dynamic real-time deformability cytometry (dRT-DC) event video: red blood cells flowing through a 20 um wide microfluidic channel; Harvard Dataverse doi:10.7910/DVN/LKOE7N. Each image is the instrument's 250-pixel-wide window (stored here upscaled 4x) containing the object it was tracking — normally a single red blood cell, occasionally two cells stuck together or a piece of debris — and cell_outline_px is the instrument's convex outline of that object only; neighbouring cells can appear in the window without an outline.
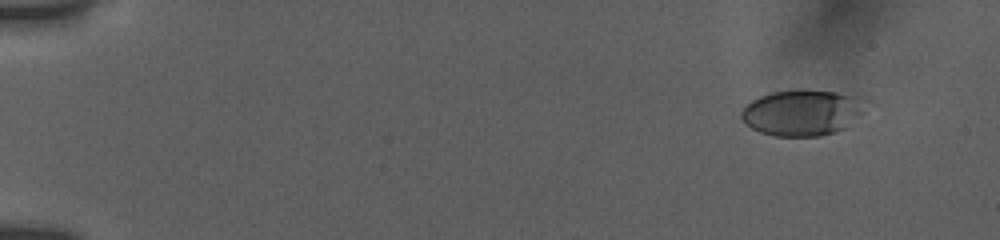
{"species": "human", "species_latin": "Homo sapiens", "temperature_condition": "room temperature", "stored_images_in_passage": 34, "camera_frame_rate_fps": 3000, "um_per_image_px": 0.085, "donor": {"sex": "female"}, "frame": {"image": 1, "passage_image": 2, "time_ms": 0.667, "image_size_px": [1000, 240], "cell_outline_px": [[848, 96], [844, 128], [836, 132], [820, 136], [776, 136], [760, 132], [752, 128], [740, 116], [740, 112], [752, 100], [760, 96], [772, 92], [836, 92]], "centroid_in_image_um": [67.74, 9.65], "position_along_channel_um": 17.3, "area_um2": 29.36}}
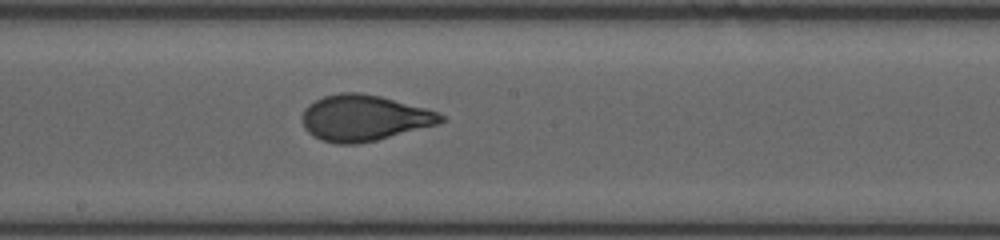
{"frame": {"image": 2, "passage_image": 20, "time_ms": 9.667, "image_size_px": [1000, 240], "cell_outline_px": [[448, 120], [436, 124], [376, 140], [356, 144], [336, 144], [320, 140], [308, 132], [304, 128], [304, 108], [308, 104], [324, 96], [340, 92], [360, 92], [380, 96], [424, 108], [436, 112], [444, 116]], "centroid_in_image_um": [30.92, 10.02], "position_along_channel_um": 217.3, "area_um2": 36.76}}
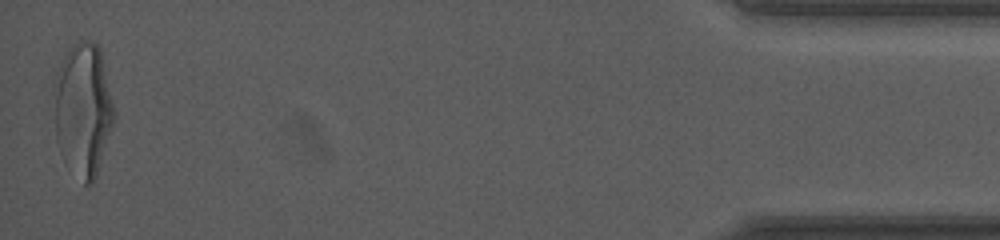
{"frame": {"image": 3, "passage_image": 34, "time_ms": 17.333, "image_size_px": [1000, 240], "cell_outline_px": [[112, 124], [96, 176], [92, 184], [84, 184], [56, 140], [52, 88], [52, 84], [56, 72], [68, 48], [72, 44], [80, 40], [92, 40], [100, 48], [112, 104]], "centroid_in_image_um": [7.01, 9.18], "position_along_channel_um": 428.2, "area_um2": 45.43}, "authors_computed_cell_mechanics": {"area_um2": 36.1828, "velocity_mm_per_s": 3.7858, "shape_relaxation_time_tau1_ms": 3.6711, "shape_relaxation_time_tau2_ms": null, "deformation_change_tau1": 0.1406, "deformation_change_tau2": null}}